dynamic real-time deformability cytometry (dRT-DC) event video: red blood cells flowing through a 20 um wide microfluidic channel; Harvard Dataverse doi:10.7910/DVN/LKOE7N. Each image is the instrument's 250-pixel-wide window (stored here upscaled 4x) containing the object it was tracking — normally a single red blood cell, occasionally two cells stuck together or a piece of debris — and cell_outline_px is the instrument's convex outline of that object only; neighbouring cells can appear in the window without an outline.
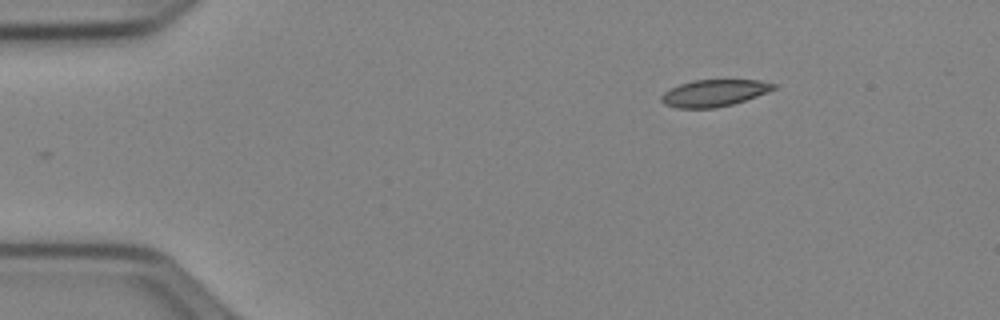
{"species": "Egyptian fruit bat (a non-hibernating species)", "species_latin": "Rousettus aegyptiacus", "temperature_condition": "cold", "stored_images_in_passage": 45, "camera_frame_rate_fps": 3000, "um_per_image_px": 0.085, "animal": {"sex": "female"}, "frame": {"image": 1, "passage_image": 1, "time_ms": 0.0, "image_size_px": [1000, 320], "cell_outline_px": [[780, 84], [776, 88], [768, 92], [732, 104], [716, 108], [676, 108], [664, 104], [660, 100], [660, 96], [664, 92], [680, 84], [692, 80], [760, 80]], "centroid_in_image_um": [60.71, 7.9], "position_along_channel_um": 24.3, "area_um2": 17.63}}
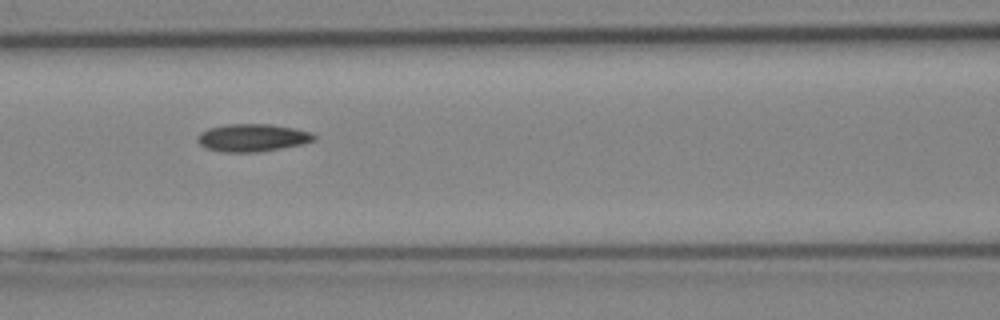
{"frame": {"image": 2, "passage_image": 16, "time_ms": 5.0, "image_size_px": [1000, 320], "cell_outline_px": [[316, 140], [304, 144], [256, 152], [224, 152], [204, 148], [196, 140], [196, 136], [200, 132], [208, 128], [228, 124], [272, 124], [296, 128], [312, 132], [316, 136]], "centroid_in_image_um": [21.46, 11.7], "position_along_channel_um": 145.1, "area_um2": 19.02}}
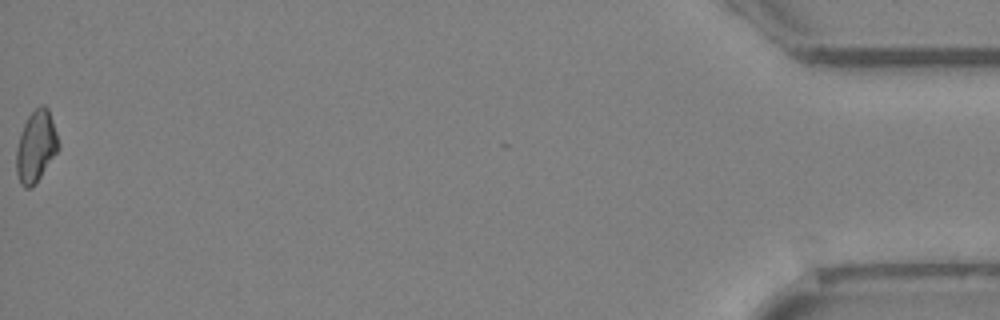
{"frame": {"image": 3, "passage_image": 45, "time_ms": 14.667, "image_size_px": [1000, 320], "cell_outline_px": [[60, 148], [40, 176], [28, 188], [24, 188], [20, 184], [16, 172], [16, 148], [20, 132], [28, 116], [40, 104], [44, 104], [48, 108], [60, 144]], "centroid_in_image_um": [3.05, 12.41], "position_along_channel_um": 432.2, "area_um2": 17.4}}